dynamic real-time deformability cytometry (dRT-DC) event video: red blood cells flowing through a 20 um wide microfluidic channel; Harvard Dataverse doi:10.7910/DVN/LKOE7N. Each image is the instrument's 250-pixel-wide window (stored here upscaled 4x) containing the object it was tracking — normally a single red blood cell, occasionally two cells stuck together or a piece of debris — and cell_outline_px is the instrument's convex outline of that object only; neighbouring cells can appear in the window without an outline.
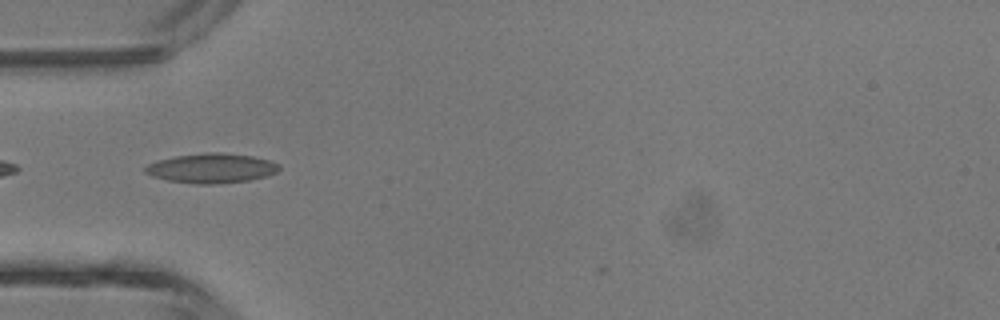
{"species": "common noctule bat (a hibernating species)", "species_latin": "Nyctalus noctula", "temperature_condition": "room temperature", "stored_images_in_passage": 4, "camera_frame_rate_fps": 3000, "um_per_image_px": 0.085, "animal": {"sex": "male", "body_mass_g": 13.3}, "frame": {"image": 1, "passage_image": 3, "time_ms": 2.333, "image_size_px": [1000, 320], "cell_outline_px": [[280, 168], [276, 172], [268, 176], [248, 180], [216, 184], [196, 184], [168, 180], [152, 176], [144, 172], [144, 168], [148, 164], [156, 160], [176, 156], [204, 152], [220, 152], [252, 156], [268, 160], [280, 164]], "centroid_in_image_um": [17.97, 14.29], "position_along_channel_um": 67.0, "area_um2": 23.18}}
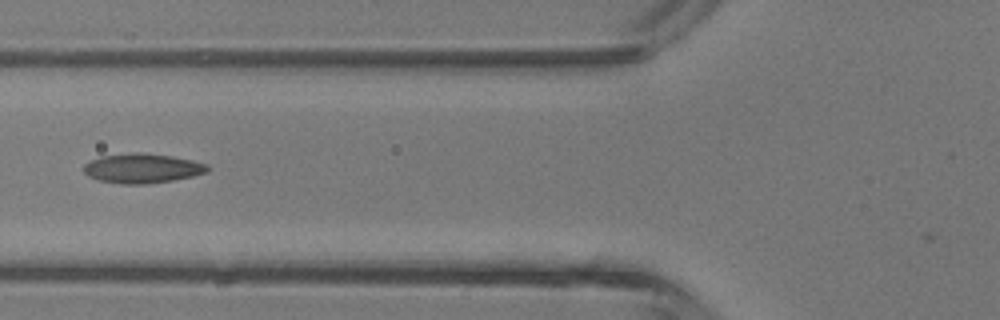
{"frame": {"image": 2, "passage_image": 4, "time_ms": 3.333, "image_size_px": [1000, 320], "cell_outline_px": [[208, 172], [192, 176], [172, 180], [148, 184], [120, 184], [100, 180], [88, 176], [84, 172], [84, 164], [100, 156], [136, 152], [144, 152], [172, 156], [192, 160], [208, 164]], "centroid_in_image_um": [12.1, 14.3], "position_along_channel_um": 113.7, "area_um2": 21.33}}